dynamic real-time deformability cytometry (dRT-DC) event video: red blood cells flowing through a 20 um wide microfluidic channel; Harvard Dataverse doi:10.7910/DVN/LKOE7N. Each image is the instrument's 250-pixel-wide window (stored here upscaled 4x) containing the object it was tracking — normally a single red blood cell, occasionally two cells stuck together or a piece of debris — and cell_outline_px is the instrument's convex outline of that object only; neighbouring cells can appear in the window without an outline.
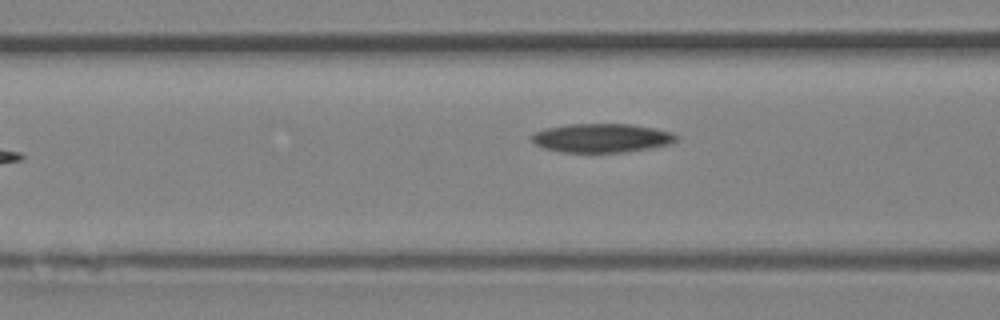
{"species": "Egyptian fruit bat (a non-hibernating species)", "species_latin": "Rousettus aegyptiacus", "temperature_condition": "room temperature", "stored_images_in_passage": 6, "camera_frame_rate_fps": 3000, "um_per_image_px": 0.085, "animal": {"sex": "female"}, "frame": {"image": 1, "passage_image": 6, "time_ms": 1.667, "image_size_px": [1000, 320], "cell_outline_px": [[676, 140], [668, 144], [648, 148], [624, 152], [560, 152], [544, 148], [536, 144], [532, 140], [532, 132], [544, 128], [568, 124], [632, 124], [672, 132], [676, 136]], "centroid_in_image_um": [51.08, 11.72], "position_along_channel_um": 115.5, "area_um2": 24.16}}